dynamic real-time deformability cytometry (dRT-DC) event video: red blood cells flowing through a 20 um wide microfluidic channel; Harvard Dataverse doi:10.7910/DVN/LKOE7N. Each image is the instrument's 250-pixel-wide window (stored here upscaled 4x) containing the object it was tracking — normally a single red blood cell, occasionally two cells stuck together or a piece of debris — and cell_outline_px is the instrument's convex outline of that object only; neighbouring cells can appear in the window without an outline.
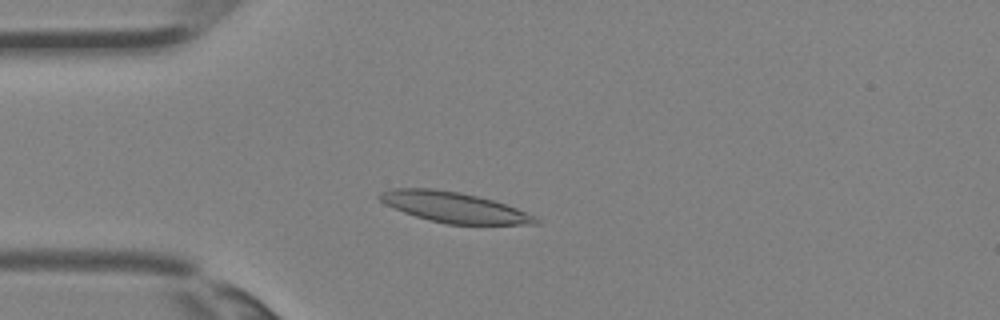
{"species": "Egyptian fruit bat (a non-hibernating species)", "species_latin": "Rousettus aegyptiacus", "temperature_condition": "room temperature", "stored_images_in_passage": 34, "camera_frame_rate_fps": 3000, "um_per_image_px": 0.085, "animal": {"sex": "female"}, "frame": {"image": 1, "passage_image": 7, "time_ms": 2.0, "image_size_px": [1000, 320], "cell_outline_px": [[540, 224], [448, 224], [428, 220], [404, 212], [384, 204], [376, 196], [380, 192], [388, 188], [432, 188], [460, 192], [492, 200], [516, 208], [536, 216], [540, 220]], "centroid_in_image_um": [38.55, 17.61], "position_along_channel_um": 46.5, "area_um2": 27.63}}
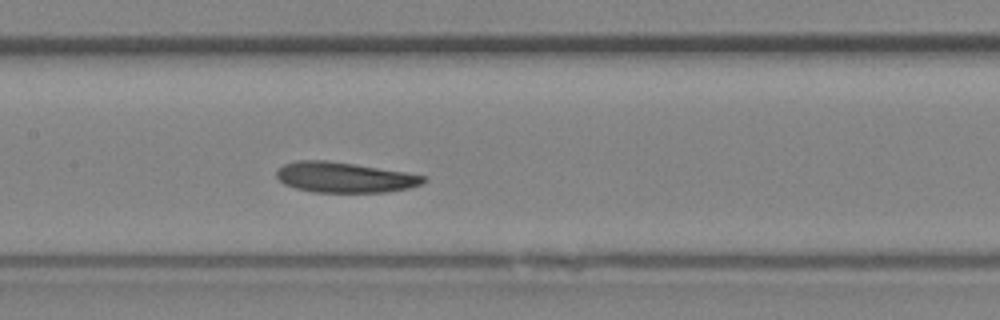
{"frame": {"image": 2, "passage_image": 15, "time_ms": 4.667, "image_size_px": [1000, 320], "cell_outline_px": [[428, 180], [420, 184], [408, 188], [384, 192], [312, 192], [296, 188], [284, 184], [276, 176], [276, 172], [284, 164], [296, 160], [324, 160], [408, 172], [428, 176]], "centroid_in_image_um": [29.3, 15.07], "position_along_channel_um": 178.1, "area_um2": 25.95}}
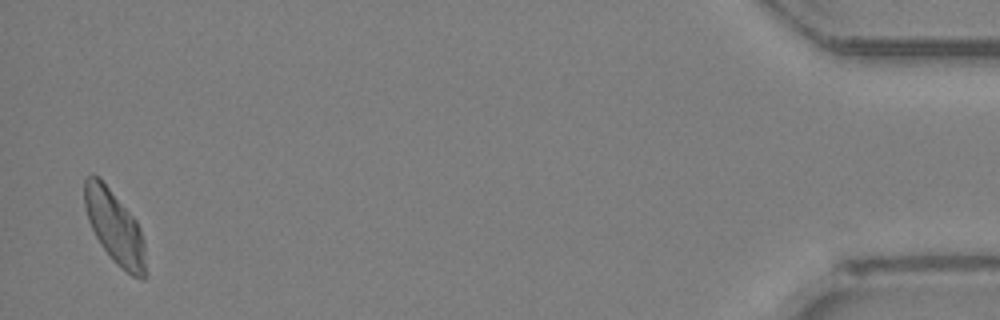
{"frame": {"image": 3, "passage_image": 33, "time_ms": 10.667, "image_size_px": [1000, 320], "cell_outline_px": [[144, 280], [132, 276], [120, 268], [112, 260], [100, 244], [88, 220], [84, 204], [84, 180], [92, 172], [100, 176], [136, 220], [140, 228], [144, 240]], "centroid_in_image_um": [9.72, 19.25], "position_along_channel_um": 425.5, "area_um2": 26.07}}